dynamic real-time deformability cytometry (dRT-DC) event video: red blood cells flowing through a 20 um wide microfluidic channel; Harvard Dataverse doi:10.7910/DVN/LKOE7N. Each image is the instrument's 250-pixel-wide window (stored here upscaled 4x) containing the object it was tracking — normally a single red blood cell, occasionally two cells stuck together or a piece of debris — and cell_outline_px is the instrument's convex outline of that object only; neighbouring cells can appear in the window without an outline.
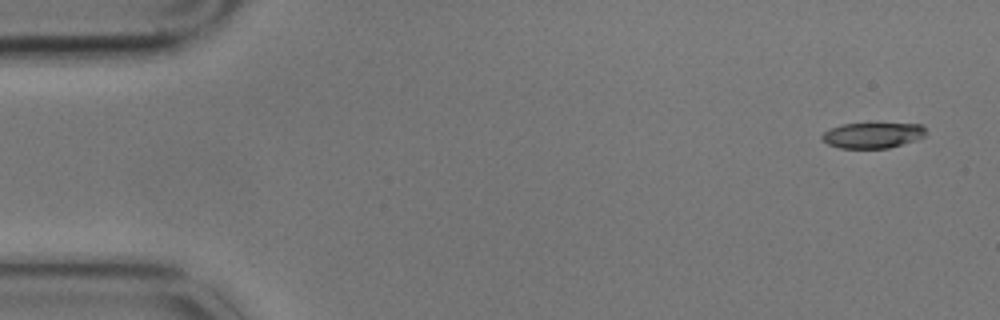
{"species": "common noctule bat (a hibernating species)", "species_latin": "Nyctalus noctula", "temperature_condition": "cold", "stored_images_in_passage": 4, "camera_frame_rate_fps": 3000, "um_per_image_px": 0.085, "animal": {"sex": "male", "body_mass_g": 17.9}, "frame": {"image": 1, "passage_image": 1, "time_ms": 0.0, "image_size_px": [1000, 320], "cell_outline_px": [[924, 136], [888, 148], [840, 148], [828, 144], [820, 136], [824, 132], [840, 124], [920, 124], [924, 128]], "centroid_in_image_um": [74.11, 11.5], "position_along_channel_um": 10.9, "area_um2": 15.03}}
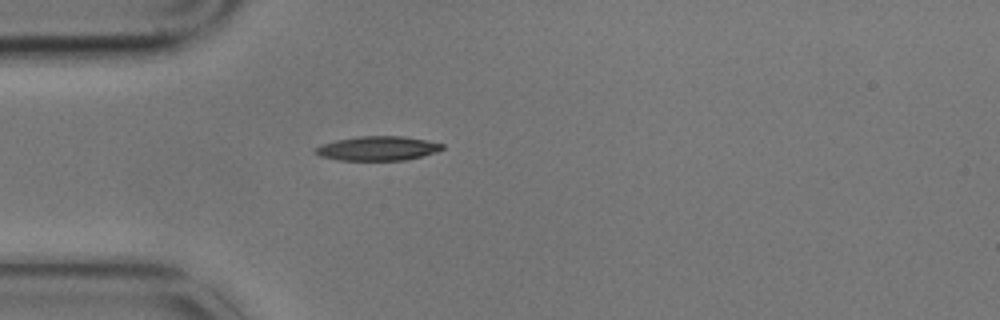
{"frame": {"image": 2, "passage_image": 4, "time_ms": 1.0, "image_size_px": [1000, 320], "cell_outline_px": [[444, 148], [436, 152], [404, 160], [336, 160], [320, 156], [312, 152], [320, 144], [336, 140], [360, 136], [404, 136], [444, 144]], "centroid_in_image_um": [32.05, 12.61], "position_along_channel_um": 52.9, "area_um2": 17.92}}